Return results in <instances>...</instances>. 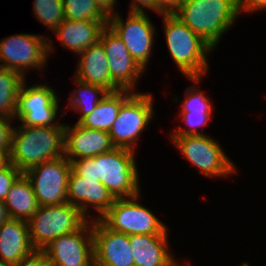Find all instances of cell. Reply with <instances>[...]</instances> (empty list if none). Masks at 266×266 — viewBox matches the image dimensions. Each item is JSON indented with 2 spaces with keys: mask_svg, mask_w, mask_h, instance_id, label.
<instances>
[{
  "mask_svg": "<svg viewBox=\"0 0 266 266\" xmlns=\"http://www.w3.org/2000/svg\"><path fill=\"white\" fill-rule=\"evenodd\" d=\"M133 150L115 147L94 158L73 160L72 169L81 177L101 181L114 198L140 194L139 175Z\"/></svg>",
  "mask_w": 266,
  "mask_h": 266,
  "instance_id": "obj_1",
  "label": "cell"
},
{
  "mask_svg": "<svg viewBox=\"0 0 266 266\" xmlns=\"http://www.w3.org/2000/svg\"><path fill=\"white\" fill-rule=\"evenodd\" d=\"M65 126H17L13 129L10 162L22 173L64 156Z\"/></svg>",
  "mask_w": 266,
  "mask_h": 266,
  "instance_id": "obj_2",
  "label": "cell"
},
{
  "mask_svg": "<svg viewBox=\"0 0 266 266\" xmlns=\"http://www.w3.org/2000/svg\"><path fill=\"white\" fill-rule=\"evenodd\" d=\"M161 16L171 58L186 78L194 83H200L201 76L209 70L207 54L214 48L174 14H161Z\"/></svg>",
  "mask_w": 266,
  "mask_h": 266,
  "instance_id": "obj_3",
  "label": "cell"
},
{
  "mask_svg": "<svg viewBox=\"0 0 266 266\" xmlns=\"http://www.w3.org/2000/svg\"><path fill=\"white\" fill-rule=\"evenodd\" d=\"M174 15L213 48L239 16L237 0H184Z\"/></svg>",
  "mask_w": 266,
  "mask_h": 266,
  "instance_id": "obj_4",
  "label": "cell"
},
{
  "mask_svg": "<svg viewBox=\"0 0 266 266\" xmlns=\"http://www.w3.org/2000/svg\"><path fill=\"white\" fill-rule=\"evenodd\" d=\"M87 221L79 208L69 202L39 206L27 221L32 246L36 252H41L54 239L76 232Z\"/></svg>",
  "mask_w": 266,
  "mask_h": 266,
  "instance_id": "obj_5",
  "label": "cell"
},
{
  "mask_svg": "<svg viewBox=\"0 0 266 266\" xmlns=\"http://www.w3.org/2000/svg\"><path fill=\"white\" fill-rule=\"evenodd\" d=\"M48 39L42 35L16 34L0 40V66L18 72L24 78L27 69L45 68L54 46Z\"/></svg>",
  "mask_w": 266,
  "mask_h": 266,
  "instance_id": "obj_6",
  "label": "cell"
},
{
  "mask_svg": "<svg viewBox=\"0 0 266 266\" xmlns=\"http://www.w3.org/2000/svg\"><path fill=\"white\" fill-rule=\"evenodd\" d=\"M153 97L149 93L134 92L120 107L116 120L109 130L117 148L135 150L139 135L154 117Z\"/></svg>",
  "mask_w": 266,
  "mask_h": 266,
  "instance_id": "obj_7",
  "label": "cell"
},
{
  "mask_svg": "<svg viewBox=\"0 0 266 266\" xmlns=\"http://www.w3.org/2000/svg\"><path fill=\"white\" fill-rule=\"evenodd\" d=\"M170 140L205 177H227L236 172L232 160L217 141L205 134L170 136Z\"/></svg>",
  "mask_w": 266,
  "mask_h": 266,
  "instance_id": "obj_8",
  "label": "cell"
},
{
  "mask_svg": "<svg viewBox=\"0 0 266 266\" xmlns=\"http://www.w3.org/2000/svg\"><path fill=\"white\" fill-rule=\"evenodd\" d=\"M139 195L115 198L100 220L111 230L127 235L167 234V226L148 208L137 203Z\"/></svg>",
  "mask_w": 266,
  "mask_h": 266,
  "instance_id": "obj_9",
  "label": "cell"
},
{
  "mask_svg": "<svg viewBox=\"0 0 266 266\" xmlns=\"http://www.w3.org/2000/svg\"><path fill=\"white\" fill-rule=\"evenodd\" d=\"M26 85L24 81L19 90L14 120L18 118L22 126H65L54 123L59 109L55 89L46 83Z\"/></svg>",
  "mask_w": 266,
  "mask_h": 266,
  "instance_id": "obj_10",
  "label": "cell"
},
{
  "mask_svg": "<svg viewBox=\"0 0 266 266\" xmlns=\"http://www.w3.org/2000/svg\"><path fill=\"white\" fill-rule=\"evenodd\" d=\"M72 163L65 157L43 162L24 174L30 180L39 206L67 202L68 179Z\"/></svg>",
  "mask_w": 266,
  "mask_h": 266,
  "instance_id": "obj_11",
  "label": "cell"
},
{
  "mask_svg": "<svg viewBox=\"0 0 266 266\" xmlns=\"http://www.w3.org/2000/svg\"><path fill=\"white\" fill-rule=\"evenodd\" d=\"M90 219L76 232L54 239L41 251L52 266H94L93 218Z\"/></svg>",
  "mask_w": 266,
  "mask_h": 266,
  "instance_id": "obj_12",
  "label": "cell"
},
{
  "mask_svg": "<svg viewBox=\"0 0 266 266\" xmlns=\"http://www.w3.org/2000/svg\"><path fill=\"white\" fill-rule=\"evenodd\" d=\"M108 26L122 39L133 59L144 70L147 67L156 28L145 13H129L126 21L117 11L109 16Z\"/></svg>",
  "mask_w": 266,
  "mask_h": 266,
  "instance_id": "obj_13",
  "label": "cell"
},
{
  "mask_svg": "<svg viewBox=\"0 0 266 266\" xmlns=\"http://www.w3.org/2000/svg\"><path fill=\"white\" fill-rule=\"evenodd\" d=\"M111 80L121 89L134 91L144 69L133 59L122 39L107 25L101 32Z\"/></svg>",
  "mask_w": 266,
  "mask_h": 266,
  "instance_id": "obj_14",
  "label": "cell"
},
{
  "mask_svg": "<svg viewBox=\"0 0 266 266\" xmlns=\"http://www.w3.org/2000/svg\"><path fill=\"white\" fill-rule=\"evenodd\" d=\"M94 266H135L129 235L108 228L92 219Z\"/></svg>",
  "mask_w": 266,
  "mask_h": 266,
  "instance_id": "obj_15",
  "label": "cell"
},
{
  "mask_svg": "<svg viewBox=\"0 0 266 266\" xmlns=\"http://www.w3.org/2000/svg\"><path fill=\"white\" fill-rule=\"evenodd\" d=\"M114 200L115 198L101 181L81 177L73 169L71 170L68 179L67 202L77 206L88 220V206L96 209L99 213L97 219H100L113 205Z\"/></svg>",
  "mask_w": 266,
  "mask_h": 266,
  "instance_id": "obj_16",
  "label": "cell"
},
{
  "mask_svg": "<svg viewBox=\"0 0 266 266\" xmlns=\"http://www.w3.org/2000/svg\"><path fill=\"white\" fill-rule=\"evenodd\" d=\"M114 148L108 132L89 129L78 123L73 127L65 124L64 156L70 162L82 158H94Z\"/></svg>",
  "mask_w": 266,
  "mask_h": 266,
  "instance_id": "obj_17",
  "label": "cell"
},
{
  "mask_svg": "<svg viewBox=\"0 0 266 266\" xmlns=\"http://www.w3.org/2000/svg\"><path fill=\"white\" fill-rule=\"evenodd\" d=\"M36 253L30 241L27 221L9 218L0 225L1 260L17 266Z\"/></svg>",
  "mask_w": 266,
  "mask_h": 266,
  "instance_id": "obj_18",
  "label": "cell"
},
{
  "mask_svg": "<svg viewBox=\"0 0 266 266\" xmlns=\"http://www.w3.org/2000/svg\"><path fill=\"white\" fill-rule=\"evenodd\" d=\"M74 79L98 85L108 92L121 90L112 80L105 49L100 41L81 52Z\"/></svg>",
  "mask_w": 266,
  "mask_h": 266,
  "instance_id": "obj_19",
  "label": "cell"
},
{
  "mask_svg": "<svg viewBox=\"0 0 266 266\" xmlns=\"http://www.w3.org/2000/svg\"><path fill=\"white\" fill-rule=\"evenodd\" d=\"M167 235H129L135 266H179L168 252Z\"/></svg>",
  "mask_w": 266,
  "mask_h": 266,
  "instance_id": "obj_20",
  "label": "cell"
},
{
  "mask_svg": "<svg viewBox=\"0 0 266 266\" xmlns=\"http://www.w3.org/2000/svg\"><path fill=\"white\" fill-rule=\"evenodd\" d=\"M107 25L108 21H73L64 19L53 33L57 35L62 46L79 55L99 41L101 32Z\"/></svg>",
  "mask_w": 266,
  "mask_h": 266,
  "instance_id": "obj_21",
  "label": "cell"
},
{
  "mask_svg": "<svg viewBox=\"0 0 266 266\" xmlns=\"http://www.w3.org/2000/svg\"><path fill=\"white\" fill-rule=\"evenodd\" d=\"M4 203L11 219L28 221L36 213L39 205L31 182L24 173L12 184Z\"/></svg>",
  "mask_w": 266,
  "mask_h": 266,
  "instance_id": "obj_22",
  "label": "cell"
},
{
  "mask_svg": "<svg viewBox=\"0 0 266 266\" xmlns=\"http://www.w3.org/2000/svg\"><path fill=\"white\" fill-rule=\"evenodd\" d=\"M133 93L134 92L129 90L108 92V94L98 103L97 107L78 124L89 129L109 132L117 118L121 105Z\"/></svg>",
  "mask_w": 266,
  "mask_h": 266,
  "instance_id": "obj_23",
  "label": "cell"
},
{
  "mask_svg": "<svg viewBox=\"0 0 266 266\" xmlns=\"http://www.w3.org/2000/svg\"><path fill=\"white\" fill-rule=\"evenodd\" d=\"M26 81L20 73L0 66V115L14 119L17 96Z\"/></svg>",
  "mask_w": 266,
  "mask_h": 266,
  "instance_id": "obj_24",
  "label": "cell"
},
{
  "mask_svg": "<svg viewBox=\"0 0 266 266\" xmlns=\"http://www.w3.org/2000/svg\"><path fill=\"white\" fill-rule=\"evenodd\" d=\"M79 87L75 89L70 96L69 109L82 113L76 123H79L84 117L88 116L98 105V103L108 94V91L98 85L87 84L74 79Z\"/></svg>",
  "mask_w": 266,
  "mask_h": 266,
  "instance_id": "obj_25",
  "label": "cell"
},
{
  "mask_svg": "<svg viewBox=\"0 0 266 266\" xmlns=\"http://www.w3.org/2000/svg\"><path fill=\"white\" fill-rule=\"evenodd\" d=\"M64 19L73 21H109L95 0H63Z\"/></svg>",
  "mask_w": 266,
  "mask_h": 266,
  "instance_id": "obj_26",
  "label": "cell"
},
{
  "mask_svg": "<svg viewBox=\"0 0 266 266\" xmlns=\"http://www.w3.org/2000/svg\"><path fill=\"white\" fill-rule=\"evenodd\" d=\"M33 10L35 18L52 32L64 21L63 0H34Z\"/></svg>",
  "mask_w": 266,
  "mask_h": 266,
  "instance_id": "obj_27",
  "label": "cell"
},
{
  "mask_svg": "<svg viewBox=\"0 0 266 266\" xmlns=\"http://www.w3.org/2000/svg\"><path fill=\"white\" fill-rule=\"evenodd\" d=\"M185 99L181 104V112H201V113H213V105L209 97L201 91L198 86L187 87L185 91Z\"/></svg>",
  "mask_w": 266,
  "mask_h": 266,
  "instance_id": "obj_28",
  "label": "cell"
},
{
  "mask_svg": "<svg viewBox=\"0 0 266 266\" xmlns=\"http://www.w3.org/2000/svg\"><path fill=\"white\" fill-rule=\"evenodd\" d=\"M182 121L189 128L179 127L178 130L172 131L170 136H188V135H203L198 131V127L209 124L208 121L212 117V113H201V112H180Z\"/></svg>",
  "mask_w": 266,
  "mask_h": 266,
  "instance_id": "obj_29",
  "label": "cell"
},
{
  "mask_svg": "<svg viewBox=\"0 0 266 266\" xmlns=\"http://www.w3.org/2000/svg\"><path fill=\"white\" fill-rule=\"evenodd\" d=\"M22 172L11 162L0 170V200L4 201L12 184Z\"/></svg>",
  "mask_w": 266,
  "mask_h": 266,
  "instance_id": "obj_30",
  "label": "cell"
},
{
  "mask_svg": "<svg viewBox=\"0 0 266 266\" xmlns=\"http://www.w3.org/2000/svg\"><path fill=\"white\" fill-rule=\"evenodd\" d=\"M13 119L0 115V150H6L9 154L11 151L13 126L11 122Z\"/></svg>",
  "mask_w": 266,
  "mask_h": 266,
  "instance_id": "obj_31",
  "label": "cell"
},
{
  "mask_svg": "<svg viewBox=\"0 0 266 266\" xmlns=\"http://www.w3.org/2000/svg\"><path fill=\"white\" fill-rule=\"evenodd\" d=\"M184 0H153V11L157 14H174Z\"/></svg>",
  "mask_w": 266,
  "mask_h": 266,
  "instance_id": "obj_32",
  "label": "cell"
},
{
  "mask_svg": "<svg viewBox=\"0 0 266 266\" xmlns=\"http://www.w3.org/2000/svg\"><path fill=\"white\" fill-rule=\"evenodd\" d=\"M239 14L244 12H254L259 9H266V0H237Z\"/></svg>",
  "mask_w": 266,
  "mask_h": 266,
  "instance_id": "obj_33",
  "label": "cell"
},
{
  "mask_svg": "<svg viewBox=\"0 0 266 266\" xmlns=\"http://www.w3.org/2000/svg\"><path fill=\"white\" fill-rule=\"evenodd\" d=\"M17 266H52L48 259L41 253L37 252L31 258L24 260Z\"/></svg>",
  "mask_w": 266,
  "mask_h": 266,
  "instance_id": "obj_34",
  "label": "cell"
},
{
  "mask_svg": "<svg viewBox=\"0 0 266 266\" xmlns=\"http://www.w3.org/2000/svg\"><path fill=\"white\" fill-rule=\"evenodd\" d=\"M129 13H145V8L153 11V0H132Z\"/></svg>",
  "mask_w": 266,
  "mask_h": 266,
  "instance_id": "obj_35",
  "label": "cell"
},
{
  "mask_svg": "<svg viewBox=\"0 0 266 266\" xmlns=\"http://www.w3.org/2000/svg\"><path fill=\"white\" fill-rule=\"evenodd\" d=\"M99 7L108 15L111 16L114 14L113 7L116 6L117 0H95Z\"/></svg>",
  "mask_w": 266,
  "mask_h": 266,
  "instance_id": "obj_36",
  "label": "cell"
},
{
  "mask_svg": "<svg viewBox=\"0 0 266 266\" xmlns=\"http://www.w3.org/2000/svg\"><path fill=\"white\" fill-rule=\"evenodd\" d=\"M10 163V154L6 150H0V170Z\"/></svg>",
  "mask_w": 266,
  "mask_h": 266,
  "instance_id": "obj_37",
  "label": "cell"
},
{
  "mask_svg": "<svg viewBox=\"0 0 266 266\" xmlns=\"http://www.w3.org/2000/svg\"><path fill=\"white\" fill-rule=\"evenodd\" d=\"M9 219L6 205L4 201L0 200V225H2L4 222H6Z\"/></svg>",
  "mask_w": 266,
  "mask_h": 266,
  "instance_id": "obj_38",
  "label": "cell"
},
{
  "mask_svg": "<svg viewBox=\"0 0 266 266\" xmlns=\"http://www.w3.org/2000/svg\"><path fill=\"white\" fill-rule=\"evenodd\" d=\"M0 266H13V265L8 262H4L3 260L0 259Z\"/></svg>",
  "mask_w": 266,
  "mask_h": 266,
  "instance_id": "obj_39",
  "label": "cell"
}]
</instances>
